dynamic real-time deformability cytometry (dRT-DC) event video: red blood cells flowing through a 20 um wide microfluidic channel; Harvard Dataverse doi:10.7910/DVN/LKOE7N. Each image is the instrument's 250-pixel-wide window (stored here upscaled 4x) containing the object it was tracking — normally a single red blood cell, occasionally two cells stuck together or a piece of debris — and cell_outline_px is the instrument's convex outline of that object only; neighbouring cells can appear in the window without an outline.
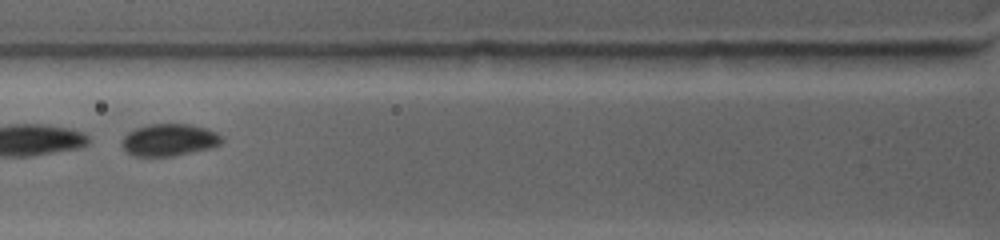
{"species": "common noctule bat (a hibernating species)", "species_latin": "Nyctalus noctula", "temperature_condition": "warm", "stored_images_in_passage": 40, "camera_frame_rate_fps": 4500, "um_per_image_px": 0.085, "animal": {"sex": "female", "body_mass_g": 19.0, "forearm_length_mm": 53.3}, "frame": {"image": 1, "passage_image": 6, "time_ms": 1.778, "image_size_px": [1000, 240], "cell_outline_px": [[224, 140], [220, 144], [212, 148], [172, 156], [132, 156], [120, 144], [124, 136], [128, 132], [136, 128], [148, 124], [192, 124], [216, 132], [224, 136]], "centroid_in_image_um": [14.4, 11.89], "position_along_channel_um": 111.4, "area_um2": 18.84}}
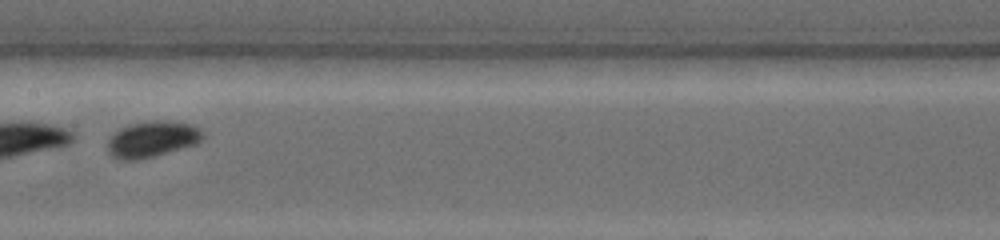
{"frame": {"image": 2, "passage_image": 12, "time_ms": 4.0, "image_size_px": [1000, 240], "cell_outline_px": [[204, 136], [196, 144], [152, 156], [136, 160], [120, 160], [112, 156], [108, 152], [108, 136], [120, 128], [128, 124], [152, 120], [164, 120], [192, 124], [200, 128], [204, 132]], "centroid_in_image_um": [12.91, 11.81], "position_along_channel_um": 194.5, "area_um2": 20.11}}